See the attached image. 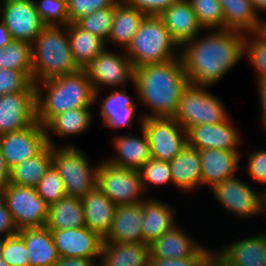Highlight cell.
I'll use <instances>...</instances> for the list:
<instances>
[{
  "label": "cell",
  "instance_id": "1",
  "mask_svg": "<svg viewBox=\"0 0 266 266\" xmlns=\"http://www.w3.org/2000/svg\"><path fill=\"white\" fill-rule=\"evenodd\" d=\"M207 31L209 34L183 43L179 52L189 83L211 88L244 57L245 33Z\"/></svg>",
  "mask_w": 266,
  "mask_h": 266
},
{
  "label": "cell",
  "instance_id": "2",
  "mask_svg": "<svg viewBox=\"0 0 266 266\" xmlns=\"http://www.w3.org/2000/svg\"><path fill=\"white\" fill-rule=\"evenodd\" d=\"M189 84L180 56L134 69L138 101L149 108L143 118H174L182 91Z\"/></svg>",
  "mask_w": 266,
  "mask_h": 266
},
{
  "label": "cell",
  "instance_id": "3",
  "mask_svg": "<svg viewBox=\"0 0 266 266\" xmlns=\"http://www.w3.org/2000/svg\"><path fill=\"white\" fill-rule=\"evenodd\" d=\"M36 93L37 121L43 126L60 113L91 108L95 103V92L84 69L36 83Z\"/></svg>",
  "mask_w": 266,
  "mask_h": 266
},
{
  "label": "cell",
  "instance_id": "4",
  "mask_svg": "<svg viewBox=\"0 0 266 266\" xmlns=\"http://www.w3.org/2000/svg\"><path fill=\"white\" fill-rule=\"evenodd\" d=\"M31 54L35 84L81 69L73 58L66 26H45L31 43Z\"/></svg>",
  "mask_w": 266,
  "mask_h": 266
},
{
  "label": "cell",
  "instance_id": "5",
  "mask_svg": "<svg viewBox=\"0 0 266 266\" xmlns=\"http://www.w3.org/2000/svg\"><path fill=\"white\" fill-rule=\"evenodd\" d=\"M180 46L172 38L159 15H146L125 50L135 68L145 64L164 63L177 59Z\"/></svg>",
  "mask_w": 266,
  "mask_h": 266
},
{
  "label": "cell",
  "instance_id": "6",
  "mask_svg": "<svg viewBox=\"0 0 266 266\" xmlns=\"http://www.w3.org/2000/svg\"><path fill=\"white\" fill-rule=\"evenodd\" d=\"M53 166L60 174L67 196L82 199L97 187L96 166L78 147L66 144L52 146Z\"/></svg>",
  "mask_w": 266,
  "mask_h": 266
},
{
  "label": "cell",
  "instance_id": "7",
  "mask_svg": "<svg viewBox=\"0 0 266 266\" xmlns=\"http://www.w3.org/2000/svg\"><path fill=\"white\" fill-rule=\"evenodd\" d=\"M207 88L189 83L182 91L174 120L186 131L196 125L218 124L230 119L224 103Z\"/></svg>",
  "mask_w": 266,
  "mask_h": 266
},
{
  "label": "cell",
  "instance_id": "8",
  "mask_svg": "<svg viewBox=\"0 0 266 266\" xmlns=\"http://www.w3.org/2000/svg\"><path fill=\"white\" fill-rule=\"evenodd\" d=\"M97 187L116 206L137 204L145 200L140 171L117 167L105 160L100 162L97 170Z\"/></svg>",
  "mask_w": 266,
  "mask_h": 266
},
{
  "label": "cell",
  "instance_id": "9",
  "mask_svg": "<svg viewBox=\"0 0 266 266\" xmlns=\"http://www.w3.org/2000/svg\"><path fill=\"white\" fill-rule=\"evenodd\" d=\"M7 208L18 230L42 227L48 218V205L35 187L18 186L8 182L1 190Z\"/></svg>",
  "mask_w": 266,
  "mask_h": 266
},
{
  "label": "cell",
  "instance_id": "10",
  "mask_svg": "<svg viewBox=\"0 0 266 266\" xmlns=\"http://www.w3.org/2000/svg\"><path fill=\"white\" fill-rule=\"evenodd\" d=\"M122 51L121 55L105 48L83 68L95 92V103L99 101L103 86L123 88L129 81L134 83V67L125 50Z\"/></svg>",
  "mask_w": 266,
  "mask_h": 266
},
{
  "label": "cell",
  "instance_id": "11",
  "mask_svg": "<svg viewBox=\"0 0 266 266\" xmlns=\"http://www.w3.org/2000/svg\"><path fill=\"white\" fill-rule=\"evenodd\" d=\"M151 157L163 161L175 158L187 145V131L174 118H143Z\"/></svg>",
  "mask_w": 266,
  "mask_h": 266
},
{
  "label": "cell",
  "instance_id": "12",
  "mask_svg": "<svg viewBox=\"0 0 266 266\" xmlns=\"http://www.w3.org/2000/svg\"><path fill=\"white\" fill-rule=\"evenodd\" d=\"M247 183L236 175L215 185L211 191L230 215L250 218L262 212V192Z\"/></svg>",
  "mask_w": 266,
  "mask_h": 266
},
{
  "label": "cell",
  "instance_id": "13",
  "mask_svg": "<svg viewBox=\"0 0 266 266\" xmlns=\"http://www.w3.org/2000/svg\"><path fill=\"white\" fill-rule=\"evenodd\" d=\"M36 84L25 91L0 96V135L17 132L37 122Z\"/></svg>",
  "mask_w": 266,
  "mask_h": 266
},
{
  "label": "cell",
  "instance_id": "14",
  "mask_svg": "<svg viewBox=\"0 0 266 266\" xmlns=\"http://www.w3.org/2000/svg\"><path fill=\"white\" fill-rule=\"evenodd\" d=\"M1 19L12 40L32 43L45 27L35 6V0H3Z\"/></svg>",
  "mask_w": 266,
  "mask_h": 266
},
{
  "label": "cell",
  "instance_id": "15",
  "mask_svg": "<svg viewBox=\"0 0 266 266\" xmlns=\"http://www.w3.org/2000/svg\"><path fill=\"white\" fill-rule=\"evenodd\" d=\"M47 144L45 127L38 121L23 130L0 135V148L10 170L37 155Z\"/></svg>",
  "mask_w": 266,
  "mask_h": 266
},
{
  "label": "cell",
  "instance_id": "16",
  "mask_svg": "<svg viewBox=\"0 0 266 266\" xmlns=\"http://www.w3.org/2000/svg\"><path fill=\"white\" fill-rule=\"evenodd\" d=\"M60 257L101 259L103 239L89 228L51 230Z\"/></svg>",
  "mask_w": 266,
  "mask_h": 266
},
{
  "label": "cell",
  "instance_id": "17",
  "mask_svg": "<svg viewBox=\"0 0 266 266\" xmlns=\"http://www.w3.org/2000/svg\"><path fill=\"white\" fill-rule=\"evenodd\" d=\"M240 132L231 118L218 124H201L187 130V145L198 150L213 149L238 151L242 143Z\"/></svg>",
  "mask_w": 266,
  "mask_h": 266
},
{
  "label": "cell",
  "instance_id": "18",
  "mask_svg": "<svg viewBox=\"0 0 266 266\" xmlns=\"http://www.w3.org/2000/svg\"><path fill=\"white\" fill-rule=\"evenodd\" d=\"M141 137L132 133L117 135L112 139L116 156L105 159L108 163L127 169L140 170L142 166L151 159L150 142L145 130L142 128L143 116L140 118Z\"/></svg>",
  "mask_w": 266,
  "mask_h": 266
},
{
  "label": "cell",
  "instance_id": "19",
  "mask_svg": "<svg viewBox=\"0 0 266 266\" xmlns=\"http://www.w3.org/2000/svg\"><path fill=\"white\" fill-rule=\"evenodd\" d=\"M202 171V186L213 188L226 179L235 176L241 153L235 151L204 149L199 150Z\"/></svg>",
  "mask_w": 266,
  "mask_h": 266
},
{
  "label": "cell",
  "instance_id": "20",
  "mask_svg": "<svg viewBox=\"0 0 266 266\" xmlns=\"http://www.w3.org/2000/svg\"><path fill=\"white\" fill-rule=\"evenodd\" d=\"M142 222L143 202L116 206L110 232L103 242L144 243Z\"/></svg>",
  "mask_w": 266,
  "mask_h": 266
},
{
  "label": "cell",
  "instance_id": "21",
  "mask_svg": "<svg viewBox=\"0 0 266 266\" xmlns=\"http://www.w3.org/2000/svg\"><path fill=\"white\" fill-rule=\"evenodd\" d=\"M159 16L179 46L204 30L188 0H177Z\"/></svg>",
  "mask_w": 266,
  "mask_h": 266
},
{
  "label": "cell",
  "instance_id": "22",
  "mask_svg": "<svg viewBox=\"0 0 266 266\" xmlns=\"http://www.w3.org/2000/svg\"><path fill=\"white\" fill-rule=\"evenodd\" d=\"M215 252L228 266H266L263 233L232 241Z\"/></svg>",
  "mask_w": 266,
  "mask_h": 266
},
{
  "label": "cell",
  "instance_id": "23",
  "mask_svg": "<svg viewBox=\"0 0 266 266\" xmlns=\"http://www.w3.org/2000/svg\"><path fill=\"white\" fill-rule=\"evenodd\" d=\"M86 227L104 239L110 232L116 205L98 188L82 199Z\"/></svg>",
  "mask_w": 266,
  "mask_h": 266
},
{
  "label": "cell",
  "instance_id": "24",
  "mask_svg": "<svg viewBox=\"0 0 266 266\" xmlns=\"http://www.w3.org/2000/svg\"><path fill=\"white\" fill-rule=\"evenodd\" d=\"M127 93L126 88L121 87L100 101L99 114L102 117V126L112 129L132 126L137 115V105Z\"/></svg>",
  "mask_w": 266,
  "mask_h": 266
},
{
  "label": "cell",
  "instance_id": "25",
  "mask_svg": "<svg viewBox=\"0 0 266 266\" xmlns=\"http://www.w3.org/2000/svg\"><path fill=\"white\" fill-rule=\"evenodd\" d=\"M180 225L175 224L149 245V258L180 259L192 256L200 247Z\"/></svg>",
  "mask_w": 266,
  "mask_h": 266
},
{
  "label": "cell",
  "instance_id": "26",
  "mask_svg": "<svg viewBox=\"0 0 266 266\" xmlns=\"http://www.w3.org/2000/svg\"><path fill=\"white\" fill-rule=\"evenodd\" d=\"M169 163L174 187L187 193L202 186L201 160L198 149L186 145Z\"/></svg>",
  "mask_w": 266,
  "mask_h": 266
},
{
  "label": "cell",
  "instance_id": "27",
  "mask_svg": "<svg viewBox=\"0 0 266 266\" xmlns=\"http://www.w3.org/2000/svg\"><path fill=\"white\" fill-rule=\"evenodd\" d=\"M18 234L24 239L30 266H53L60 258L46 226L23 228Z\"/></svg>",
  "mask_w": 266,
  "mask_h": 266
},
{
  "label": "cell",
  "instance_id": "28",
  "mask_svg": "<svg viewBox=\"0 0 266 266\" xmlns=\"http://www.w3.org/2000/svg\"><path fill=\"white\" fill-rule=\"evenodd\" d=\"M174 213L169 204L163 203L161 200L147 197L143 201L144 244L150 245L176 224Z\"/></svg>",
  "mask_w": 266,
  "mask_h": 266
},
{
  "label": "cell",
  "instance_id": "29",
  "mask_svg": "<svg viewBox=\"0 0 266 266\" xmlns=\"http://www.w3.org/2000/svg\"><path fill=\"white\" fill-rule=\"evenodd\" d=\"M149 245L103 242L99 266H149Z\"/></svg>",
  "mask_w": 266,
  "mask_h": 266
},
{
  "label": "cell",
  "instance_id": "30",
  "mask_svg": "<svg viewBox=\"0 0 266 266\" xmlns=\"http://www.w3.org/2000/svg\"><path fill=\"white\" fill-rule=\"evenodd\" d=\"M145 16L136 7L127 5L120 0L115 5L113 24L106 45L112 42V45L115 44L120 48L122 46V49L126 50Z\"/></svg>",
  "mask_w": 266,
  "mask_h": 266
},
{
  "label": "cell",
  "instance_id": "31",
  "mask_svg": "<svg viewBox=\"0 0 266 266\" xmlns=\"http://www.w3.org/2000/svg\"><path fill=\"white\" fill-rule=\"evenodd\" d=\"M93 115L91 108H78L67 110L54 116L44 127L46 131L47 143L55 146L49 135L50 130L57 135L58 138L79 135L86 132L92 124Z\"/></svg>",
  "mask_w": 266,
  "mask_h": 266
},
{
  "label": "cell",
  "instance_id": "32",
  "mask_svg": "<svg viewBox=\"0 0 266 266\" xmlns=\"http://www.w3.org/2000/svg\"><path fill=\"white\" fill-rule=\"evenodd\" d=\"M50 230L85 227V216L80 198L66 196L48 206L45 225Z\"/></svg>",
  "mask_w": 266,
  "mask_h": 266
},
{
  "label": "cell",
  "instance_id": "33",
  "mask_svg": "<svg viewBox=\"0 0 266 266\" xmlns=\"http://www.w3.org/2000/svg\"><path fill=\"white\" fill-rule=\"evenodd\" d=\"M52 165V145L47 144L37 155L13 167L9 182L18 186L36 187Z\"/></svg>",
  "mask_w": 266,
  "mask_h": 266
},
{
  "label": "cell",
  "instance_id": "34",
  "mask_svg": "<svg viewBox=\"0 0 266 266\" xmlns=\"http://www.w3.org/2000/svg\"><path fill=\"white\" fill-rule=\"evenodd\" d=\"M66 28L73 58L81 69L107 47L104 40L80 28L76 23H69Z\"/></svg>",
  "mask_w": 266,
  "mask_h": 266
},
{
  "label": "cell",
  "instance_id": "35",
  "mask_svg": "<svg viewBox=\"0 0 266 266\" xmlns=\"http://www.w3.org/2000/svg\"><path fill=\"white\" fill-rule=\"evenodd\" d=\"M224 14V29L254 33L260 15L251 0H219Z\"/></svg>",
  "mask_w": 266,
  "mask_h": 266
},
{
  "label": "cell",
  "instance_id": "36",
  "mask_svg": "<svg viewBox=\"0 0 266 266\" xmlns=\"http://www.w3.org/2000/svg\"><path fill=\"white\" fill-rule=\"evenodd\" d=\"M0 68L32 71L31 43L12 40L0 48Z\"/></svg>",
  "mask_w": 266,
  "mask_h": 266
},
{
  "label": "cell",
  "instance_id": "37",
  "mask_svg": "<svg viewBox=\"0 0 266 266\" xmlns=\"http://www.w3.org/2000/svg\"><path fill=\"white\" fill-rule=\"evenodd\" d=\"M204 30L224 29V14L219 0H188Z\"/></svg>",
  "mask_w": 266,
  "mask_h": 266
},
{
  "label": "cell",
  "instance_id": "38",
  "mask_svg": "<svg viewBox=\"0 0 266 266\" xmlns=\"http://www.w3.org/2000/svg\"><path fill=\"white\" fill-rule=\"evenodd\" d=\"M114 14L115 6H110L83 16L75 23L80 28L98 36L107 42L111 32Z\"/></svg>",
  "mask_w": 266,
  "mask_h": 266
},
{
  "label": "cell",
  "instance_id": "39",
  "mask_svg": "<svg viewBox=\"0 0 266 266\" xmlns=\"http://www.w3.org/2000/svg\"><path fill=\"white\" fill-rule=\"evenodd\" d=\"M139 171L145 192L151 186L173 185L169 161L151 158Z\"/></svg>",
  "mask_w": 266,
  "mask_h": 266
},
{
  "label": "cell",
  "instance_id": "40",
  "mask_svg": "<svg viewBox=\"0 0 266 266\" xmlns=\"http://www.w3.org/2000/svg\"><path fill=\"white\" fill-rule=\"evenodd\" d=\"M245 55L256 71L257 81H266V42L254 33L245 34L244 57Z\"/></svg>",
  "mask_w": 266,
  "mask_h": 266
},
{
  "label": "cell",
  "instance_id": "41",
  "mask_svg": "<svg viewBox=\"0 0 266 266\" xmlns=\"http://www.w3.org/2000/svg\"><path fill=\"white\" fill-rule=\"evenodd\" d=\"M39 196L50 206L66 197L63 180L52 165L35 187Z\"/></svg>",
  "mask_w": 266,
  "mask_h": 266
},
{
  "label": "cell",
  "instance_id": "42",
  "mask_svg": "<svg viewBox=\"0 0 266 266\" xmlns=\"http://www.w3.org/2000/svg\"><path fill=\"white\" fill-rule=\"evenodd\" d=\"M37 12L45 26H67V0H40L35 1Z\"/></svg>",
  "mask_w": 266,
  "mask_h": 266
},
{
  "label": "cell",
  "instance_id": "43",
  "mask_svg": "<svg viewBox=\"0 0 266 266\" xmlns=\"http://www.w3.org/2000/svg\"><path fill=\"white\" fill-rule=\"evenodd\" d=\"M32 83V71L0 68V96L25 91Z\"/></svg>",
  "mask_w": 266,
  "mask_h": 266
},
{
  "label": "cell",
  "instance_id": "44",
  "mask_svg": "<svg viewBox=\"0 0 266 266\" xmlns=\"http://www.w3.org/2000/svg\"><path fill=\"white\" fill-rule=\"evenodd\" d=\"M120 0H67L69 23H75L83 16L97 10L115 6Z\"/></svg>",
  "mask_w": 266,
  "mask_h": 266
},
{
  "label": "cell",
  "instance_id": "45",
  "mask_svg": "<svg viewBox=\"0 0 266 266\" xmlns=\"http://www.w3.org/2000/svg\"><path fill=\"white\" fill-rule=\"evenodd\" d=\"M2 258L9 266H30L24 239L19 234L6 237Z\"/></svg>",
  "mask_w": 266,
  "mask_h": 266
},
{
  "label": "cell",
  "instance_id": "46",
  "mask_svg": "<svg viewBox=\"0 0 266 266\" xmlns=\"http://www.w3.org/2000/svg\"><path fill=\"white\" fill-rule=\"evenodd\" d=\"M213 251L203 245L190 257L180 259L149 258V266H200Z\"/></svg>",
  "mask_w": 266,
  "mask_h": 266
},
{
  "label": "cell",
  "instance_id": "47",
  "mask_svg": "<svg viewBox=\"0 0 266 266\" xmlns=\"http://www.w3.org/2000/svg\"><path fill=\"white\" fill-rule=\"evenodd\" d=\"M247 175L255 182L260 184L266 183V150L261 149L256 152L247 154Z\"/></svg>",
  "mask_w": 266,
  "mask_h": 266
},
{
  "label": "cell",
  "instance_id": "48",
  "mask_svg": "<svg viewBox=\"0 0 266 266\" xmlns=\"http://www.w3.org/2000/svg\"><path fill=\"white\" fill-rule=\"evenodd\" d=\"M127 5L136 7L145 15H160L177 0H123Z\"/></svg>",
  "mask_w": 266,
  "mask_h": 266
},
{
  "label": "cell",
  "instance_id": "49",
  "mask_svg": "<svg viewBox=\"0 0 266 266\" xmlns=\"http://www.w3.org/2000/svg\"><path fill=\"white\" fill-rule=\"evenodd\" d=\"M19 230L16 227L13 217L7 208L4 198L0 194V236L9 237L18 234Z\"/></svg>",
  "mask_w": 266,
  "mask_h": 266
},
{
  "label": "cell",
  "instance_id": "50",
  "mask_svg": "<svg viewBox=\"0 0 266 266\" xmlns=\"http://www.w3.org/2000/svg\"><path fill=\"white\" fill-rule=\"evenodd\" d=\"M53 266H99V264L89 258L60 257Z\"/></svg>",
  "mask_w": 266,
  "mask_h": 266
},
{
  "label": "cell",
  "instance_id": "51",
  "mask_svg": "<svg viewBox=\"0 0 266 266\" xmlns=\"http://www.w3.org/2000/svg\"><path fill=\"white\" fill-rule=\"evenodd\" d=\"M259 99L261 102V124L266 131V81H256Z\"/></svg>",
  "mask_w": 266,
  "mask_h": 266
},
{
  "label": "cell",
  "instance_id": "52",
  "mask_svg": "<svg viewBox=\"0 0 266 266\" xmlns=\"http://www.w3.org/2000/svg\"><path fill=\"white\" fill-rule=\"evenodd\" d=\"M9 180L10 169L6 164V161L0 148V190L9 182Z\"/></svg>",
  "mask_w": 266,
  "mask_h": 266
},
{
  "label": "cell",
  "instance_id": "53",
  "mask_svg": "<svg viewBox=\"0 0 266 266\" xmlns=\"http://www.w3.org/2000/svg\"><path fill=\"white\" fill-rule=\"evenodd\" d=\"M12 42V37L8 31V28L4 24L3 20L1 19L0 22V48L6 46Z\"/></svg>",
  "mask_w": 266,
  "mask_h": 266
},
{
  "label": "cell",
  "instance_id": "54",
  "mask_svg": "<svg viewBox=\"0 0 266 266\" xmlns=\"http://www.w3.org/2000/svg\"><path fill=\"white\" fill-rule=\"evenodd\" d=\"M254 34L262 41L266 42V19L259 18V22Z\"/></svg>",
  "mask_w": 266,
  "mask_h": 266
},
{
  "label": "cell",
  "instance_id": "55",
  "mask_svg": "<svg viewBox=\"0 0 266 266\" xmlns=\"http://www.w3.org/2000/svg\"><path fill=\"white\" fill-rule=\"evenodd\" d=\"M200 266H222V259L213 252Z\"/></svg>",
  "mask_w": 266,
  "mask_h": 266
},
{
  "label": "cell",
  "instance_id": "56",
  "mask_svg": "<svg viewBox=\"0 0 266 266\" xmlns=\"http://www.w3.org/2000/svg\"><path fill=\"white\" fill-rule=\"evenodd\" d=\"M256 12L260 14L259 12H266V0H251Z\"/></svg>",
  "mask_w": 266,
  "mask_h": 266
},
{
  "label": "cell",
  "instance_id": "57",
  "mask_svg": "<svg viewBox=\"0 0 266 266\" xmlns=\"http://www.w3.org/2000/svg\"><path fill=\"white\" fill-rule=\"evenodd\" d=\"M266 211V189L262 191V213Z\"/></svg>",
  "mask_w": 266,
  "mask_h": 266
},
{
  "label": "cell",
  "instance_id": "58",
  "mask_svg": "<svg viewBox=\"0 0 266 266\" xmlns=\"http://www.w3.org/2000/svg\"><path fill=\"white\" fill-rule=\"evenodd\" d=\"M5 239H6L5 237H3V238L0 237V258L2 257V253L4 250Z\"/></svg>",
  "mask_w": 266,
  "mask_h": 266
},
{
  "label": "cell",
  "instance_id": "59",
  "mask_svg": "<svg viewBox=\"0 0 266 266\" xmlns=\"http://www.w3.org/2000/svg\"><path fill=\"white\" fill-rule=\"evenodd\" d=\"M0 266H9V264L1 257L0 258Z\"/></svg>",
  "mask_w": 266,
  "mask_h": 266
},
{
  "label": "cell",
  "instance_id": "60",
  "mask_svg": "<svg viewBox=\"0 0 266 266\" xmlns=\"http://www.w3.org/2000/svg\"><path fill=\"white\" fill-rule=\"evenodd\" d=\"M222 266H228V265L222 260Z\"/></svg>",
  "mask_w": 266,
  "mask_h": 266
},
{
  "label": "cell",
  "instance_id": "61",
  "mask_svg": "<svg viewBox=\"0 0 266 266\" xmlns=\"http://www.w3.org/2000/svg\"><path fill=\"white\" fill-rule=\"evenodd\" d=\"M263 235L265 236V246H266V232H263Z\"/></svg>",
  "mask_w": 266,
  "mask_h": 266
}]
</instances>
